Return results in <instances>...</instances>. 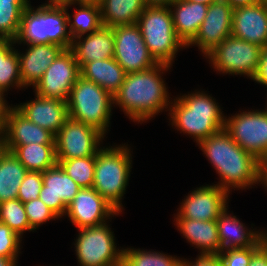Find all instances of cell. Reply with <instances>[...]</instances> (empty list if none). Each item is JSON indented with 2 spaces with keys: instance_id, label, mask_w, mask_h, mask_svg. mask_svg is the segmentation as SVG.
Returning <instances> with one entry per match:
<instances>
[{
  "instance_id": "1",
  "label": "cell",
  "mask_w": 267,
  "mask_h": 266,
  "mask_svg": "<svg viewBox=\"0 0 267 266\" xmlns=\"http://www.w3.org/2000/svg\"><path fill=\"white\" fill-rule=\"evenodd\" d=\"M171 66L158 63L144 71L127 73L113 96V104L122 108L133 122H146L169 108L171 102L161 74Z\"/></svg>"
},
{
  "instance_id": "2",
  "label": "cell",
  "mask_w": 267,
  "mask_h": 266,
  "mask_svg": "<svg viewBox=\"0 0 267 266\" xmlns=\"http://www.w3.org/2000/svg\"><path fill=\"white\" fill-rule=\"evenodd\" d=\"M197 145L220 176L218 185L230 193L231 188L245 189L259 182L260 161L243 150L223 128Z\"/></svg>"
},
{
  "instance_id": "3",
  "label": "cell",
  "mask_w": 267,
  "mask_h": 266,
  "mask_svg": "<svg viewBox=\"0 0 267 266\" xmlns=\"http://www.w3.org/2000/svg\"><path fill=\"white\" fill-rule=\"evenodd\" d=\"M203 91H195L171 100L168 111L172 126L186 133L198 143L222 130L225 117L219 104Z\"/></svg>"
},
{
  "instance_id": "4",
  "label": "cell",
  "mask_w": 267,
  "mask_h": 266,
  "mask_svg": "<svg viewBox=\"0 0 267 266\" xmlns=\"http://www.w3.org/2000/svg\"><path fill=\"white\" fill-rule=\"evenodd\" d=\"M122 145L100 147L95 154L93 181V188L119 213L132 168L131 150Z\"/></svg>"
},
{
  "instance_id": "5",
  "label": "cell",
  "mask_w": 267,
  "mask_h": 266,
  "mask_svg": "<svg viewBox=\"0 0 267 266\" xmlns=\"http://www.w3.org/2000/svg\"><path fill=\"white\" fill-rule=\"evenodd\" d=\"M29 5L24 9L21 25L14 43L56 44L70 49L72 37L68 29L66 8Z\"/></svg>"
},
{
  "instance_id": "6",
  "label": "cell",
  "mask_w": 267,
  "mask_h": 266,
  "mask_svg": "<svg viewBox=\"0 0 267 266\" xmlns=\"http://www.w3.org/2000/svg\"><path fill=\"white\" fill-rule=\"evenodd\" d=\"M66 102L70 119L91 125L105 136L114 106L108 91L80 76Z\"/></svg>"
},
{
  "instance_id": "7",
  "label": "cell",
  "mask_w": 267,
  "mask_h": 266,
  "mask_svg": "<svg viewBox=\"0 0 267 266\" xmlns=\"http://www.w3.org/2000/svg\"><path fill=\"white\" fill-rule=\"evenodd\" d=\"M145 44L157 63L171 66L184 43L177 37L169 7L146 6L137 20Z\"/></svg>"
},
{
  "instance_id": "8",
  "label": "cell",
  "mask_w": 267,
  "mask_h": 266,
  "mask_svg": "<svg viewBox=\"0 0 267 266\" xmlns=\"http://www.w3.org/2000/svg\"><path fill=\"white\" fill-rule=\"evenodd\" d=\"M108 226L104 223L78 229L74 245L80 266H122L123 248H117L114 232Z\"/></svg>"
},
{
  "instance_id": "9",
  "label": "cell",
  "mask_w": 267,
  "mask_h": 266,
  "mask_svg": "<svg viewBox=\"0 0 267 266\" xmlns=\"http://www.w3.org/2000/svg\"><path fill=\"white\" fill-rule=\"evenodd\" d=\"M261 49L259 45L231 35L205 57L219 73L246 75L252 79L259 66Z\"/></svg>"
},
{
  "instance_id": "10",
  "label": "cell",
  "mask_w": 267,
  "mask_h": 266,
  "mask_svg": "<svg viewBox=\"0 0 267 266\" xmlns=\"http://www.w3.org/2000/svg\"><path fill=\"white\" fill-rule=\"evenodd\" d=\"M224 129L237 145L259 161L267 155L266 110H248L225 117Z\"/></svg>"
},
{
  "instance_id": "11",
  "label": "cell",
  "mask_w": 267,
  "mask_h": 266,
  "mask_svg": "<svg viewBox=\"0 0 267 266\" xmlns=\"http://www.w3.org/2000/svg\"><path fill=\"white\" fill-rule=\"evenodd\" d=\"M112 28L113 58L126 73L144 71L158 64L151 56L137 24L117 25Z\"/></svg>"
},
{
  "instance_id": "12",
  "label": "cell",
  "mask_w": 267,
  "mask_h": 266,
  "mask_svg": "<svg viewBox=\"0 0 267 266\" xmlns=\"http://www.w3.org/2000/svg\"><path fill=\"white\" fill-rule=\"evenodd\" d=\"M104 135L96 128L68 118L55 135L57 160L94 156ZM99 146V147H98Z\"/></svg>"
},
{
  "instance_id": "13",
  "label": "cell",
  "mask_w": 267,
  "mask_h": 266,
  "mask_svg": "<svg viewBox=\"0 0 267 266\" xmlns=\"http://www.w3.org/2000/svg\"><path fill=\"white\" fill-rule=\"evenodd\" d=\"M80 76V67L74 53L66 49L46 69L33 88L40 97L67 101Z\"/></svg>"
},
{
  "instance_id": "14",
  "label": "cell",
  "mask_w": 267,
  "mask_h": 266,
  "mask_svg": "<svg viewBox=\"0 0 267 266\" xmlns=\"http://www.w3.org/2000/svg\"><path fill=\"white\" fill-rule=\"evenodd\" d=\"M78 229L106 223L119 212L93 187L81 188L67 206L65 215Z\"/></svg>"
},
{
  "instance_id": "15",
  "label": "cell",
  "mask_w": 267,
  "mask_h": 266,
  "mask_svg": "<svg viewBox=\"0 0 267 266\" xmlns=\"http://www.w3.org/2000/svg\"><path fill=\"white\" fill-rule=\"evenodd\" d=\"M233 8L225 1L212 2L195 36L186 46H197L206 56L224 39L231 36Z\"/></svg>"
},
{
  "instance_id": "16",
  "label": "cell",
  "mask_w": 267,
  "mask_h": 266,
  "mask_svg": "<svg viewBox=\"0 0 267 266\" xmlns=\"http://www.w3.org/2000/svg\"><path fill=\"white\" fill-rule=\"evenodd\" d=\"M228 195L229 192L218 185L200 186L184 198L178 214L192 220H217L220 213L228 207Z\"/></svg>"
},
{
  "instance_id": "17",
  "label": "cell",
  "mask_w": 267,
  "mask_h": 266,
  "mask_svg": "<svg viewBox=\"0 0 267 266\" xmlns=\"http://www.w3.org/2000/svg\"><path fill=\"white\" fill-rule=\"evenodd\" d=\"M41 199L59 218L65 215L67 206L81 187L61 168L59 164L42 172Z\"/></svg>"
},
{
  "instance_id": "18",
  "label": "cell",
  "mask_w": 267,
  "mask_h": 266,
  "mask_svg": "<svg viewBox=\"0 0 267 266\" xmlns=\"http://www.w3.org/2000/svg\"><path fill=\"white\" fill-rule=\"evenodd\" d=\"M231 35L254 43L267 45V2L263 0L233 8Z\"/></svg>"
},
{
  "instance_id": "19",
  "label": "cell",
  "mask_w": 267,
  "mask_h": 266,
  "mask_svg": "<svg viewBox=\"0 0 267 266\" xmlns=\"http://www.w3.org/2000/svg\"><path fill=\"white\" fill-rule=\"evenodd\" d=\"M34 101L20 103L15 108L28 120L56 135L68 117L67 102L43 98L35 94Z\"/></svg>"
},
{
  "instance_id": "20",
  "label": "cell",
  "mask_w": 267,
  "mask_h": 266,
  "mask_svg": "<svg viewBox=\"0 0 267 266\" xmlns=\"http://www.w3.org/2000/svg\"><path fill=\"white\" fill-rule=\"evenodd\" d=\"M2 135L6 145L55 144V135L49 130L34 124L14 106L10 107Z\"/></svg>"
},
{
  "instance_id": "21",
  "label": "cell",
  "mask_w": 267,
  "mask_h": 266,
  "mask_svg": "<svg viewBox=\"0 0 267 266\" xmlns=\"http://www.w3.org/2000/svg\"><path fill=\"white\" fill-rule=\"evenodd\" d=\"M25 54L19 53V68L24 88L34 85L42 77L46 69L65 50L56 44H30Z\"/></svg>"
},
{
  "instance_id": "22",
  "label": "cell",
  "mask_w": 267,
  "mask_h": 266,
  "mask_svg": "<svg viewBox=\"0 0 267 266\" xmlns=\"http://www.w3.org/2000/svg\"><path fill=\"white\" fill-rule=\"evenodd\" d=\"M70 50L74 53L80 69L91 61L113 58V28L102 25L98 30L86 35L85 38L80 36L73 39Z\"/></svg>"
},
{
  "instance_id": "23",
  "label": "cell",
  "mask_w": 267,
  "mask_h": 266,
  "mask_svg": "<svg viewBox=\"0 0 267 266\" xmlns=\"http://www.w3.org/2000/svg\"><path fill=\"white\" fill-rule=\"evenodd\" d=\"M178 231L192 245L201 250L200 255H218L220 240L216 220H192L176 215Z\"/></svg>"
},
{
  "instance_id": "24",
  "label": "cell",
  "mask_w": 267,
  "mask_h": 266,
  "mask_svg": "<svg viewBox=\"0 0 267 266\" xmlns=\"http://www.w3.org/2000/svg\"><path fill=\"white\" fill-rule=\"evenodd\" d=\"M208 7L207 4L186 0H174L169 6L176 35L185 46L195 38Z\"/></svg>"
},
{
  "instance_id": "25",
  "label": "cell",
  "mask_w": 267,
  "mask_h": 266,
  "mask_svg": "<svg viewBox=\"0 0 267 266\" xmlns=\"http://www.w3.org/2000/svg\"><path fill=\"white\" fill-rule=\"evenodd\" d=\"M225 208L216 220L220 240V251L228 248H247L254 246L264 235L263 231H253L227 212Z\"/></svg>"
},
{
  "instance_id": "26",
  "label": "cell",
  "mask_w": 267,
  "mask_h": 266,
  "mask_svg": "<svg viewBox=\"0 0 267 266\" xmlns=\"http://www.w3.org/2000/svg\"><path fill=\"white\" fill-rule=\"evenodd\" d=\"M80 74L84 79L96 83L114 96L127 73L114 58H110L86 63L80 69Z\"/></svg>"
},
{
  "instance_id": "27",
  "label": "cell",
  "mask_w": 267,
  "mask_h": 266,
  "mask_svg": "<svg viewBox=\"0 0 267 266\" xmlns=\"http://www.w3.org/2000/svg\"><path fill=\"white\" fill-rule=\"evenodd\" d=\"M28 171L43 172L57 164L55 144L6 145Z\"/></svg>"
},
{
  "instance_id": "28",
  "label": "cell",
  "mask_w": 267,
  "mask_h": 266,
  "mask_svg": "<svg viewBox=\"0 0 267 266\" xmlns=\"http://www.w3.org/2000/svg\"><path fill=\"white\" fill-rule=\"evenodd\" d=\"M99 6L101 21L106 27L137 24L146 7L143 0H102Z\"/></svg>"
},
{
  "instance_id": "29",
  "label": "cell",
  "mask_w": 267,
  "mask_h": 266,
  "mask_svg": "<svg viewBox=\"0 0 267 266\" xmlns=\"http://www.w3.org/2000/svg\"><path fill=\"white\" fill-rule=\"evenodd\" d=\"M27 172L11 151L4 152L0 158V203L17 198Z\"/></svg>"
},
{
  "instance_id": "30",
  "label": "cell",
  "mask_w": 267,
  "mask_h": 266,
  "mask_svg": "<svg viewBox=\"0 0 267 266\" xmlns=\"http://www.w3.org/2000/svg\"><path fill=\"white\" fill-rule=\"evenodd\" d=\"M78 6L79 9H77L73 15L68 13L69 8L66 7L68 29L72 39L91 34L103 25L99 5L78 4ZM71 16L74 17L73 22Z\"/></svg>"
},
{
  "instance_id": "31",
  "label": "cell",
  "mask_w": 267,
  "mask_h": 266,
  "mask_svg": "<svg viewBox=\"0 0 267 266\" xmlns=\"http://www.w3.org/2000/svg\"><path fill=\"white\" fill-rule=\"evenodd\" d=\"M14 41L6 40L0 46V92L5 93L11 87H24L20 76L19 58Z\"/></svg>"
},
{
  "instance_id": "32",
  "label": "cell",
  "mask_w": 267,
  "mask_h": 266,
  "mask_svg": "<svg viewBox=\"0 0 267 266\" xmlns=\"http://www.w3.org/2000/svg\"><path fill=\"white\" fill-rule=\"evenodd\" d=\"M183 259L156 251L123 248L122 266H181Z\"/></svg>"
},
{
  "instance_id": "33",
  "label": "cell",
  "mask_w": 267,
  "mask_h": 266,
  "mask_svg": "<svg viewBox=\"0 0 267 266\" xmlns=\"http://www.w3.org/2000/svg\"><path fill=\"white\" fill-rule=\"evenodd\" d=\"M30 1H0V35L14 41L19 33L24 9Z\"/></svg>"
},
{
  "instance_id": "34",
  "label": "cell",
  "mask_w": 267,
  "mask_h": 266,
  "mask_svg": "<svg viewBox=\"0 0 267 266\" xmlns=\"http://www.w3.org/2000/svg\"><path fill=\"white\" fill-rule=\"evenodd\" d=\"M57 164L81 187H93L95 155L68 160H57Z\"/></svg>"
},
{
  "instance_id": "35",
  "label": "cell",
  "mask_w": 267,
  "mask_h": 266,
  "mask_svg": "<svg viewBox=\"0 0 267 266\" xmlns=\"http://www.w3.org/2000/svg\"><path fill=\"white\" fill-rule=\"evenodd\" d=\"M0 223L7 225L21 238L25 231H33L24 204L18 198L0 203Z\"/></svg>"
},
{
  "instance_id": "36",
  "label": "cell",
  "mask_w": 267,
  "mask_h": 266,
  "mask_svg": "<svg viewBox=\"0 0 267 266\" xmlns=\"http://www.w3.org/2000/svg\"><path fill=\"white\" fill-rule=\"evenodd\" d=\"M266 240L265 235L254 245L247 248H228L219 252L222 266H248L253 252Z\"/></svg>"
},
{
  "instance_id": "37",
  "label": "cell",
  "mask_w": 267,
  "mask_h": 266,
  "mask_svg": "<svg viewBox=\"0 0 267 266\" xmlns=\"http://www.w3.org/2000/svg\"><path fill=\"white\" fill-rule=\"evenodd\" d=\"M30 228L35 230L48 220H55L59 217L41 199L30 200L23 203Z\"/></svg>"
},
{
  "instance_id": "38",
  "label": "cell",
  "mask_w": 267,
  "mask_h": 266,
  "mask_svg": "<svg viewBox=\"0 0 267 266\" xmlns=\"http://www.w3.org/2000/svg\"><path fill=\"white\" fill-rule=\"evenodd\" d=\"M42 186V172L28 171L19 187L17 198L22 203L39 199Z\"/></svg>"
},
{
  "instance_id": "39",
  "label": "cell",
  "mask_w": 267,
  "mask_h": 266,
  "mask_svg": "<svg viewBox=\"0 0 267 266\" xmlns=\"http://www.w3.org/2000/svg\"><path fill=\"white\" fill-rule=\"evenodd\" d=\"M22 238L7 225L0 223V256L17 259Z\"/></svg>"
},
{
  "instance_id": "40",
  "label": "cell",
  "mask_w": 267,
  "mask_h": 266,
  "mask_svg": "<svg viewBox=\"0 0 267 266\" xmlns=\"http://www.w3.org/2000/svg\"><path fill=\"white\" fill-rule=\"evenodd\" d=\"M252 80L267 87V45L261 49L259 66Z\"/></svg>"
},
{
  "instance_id": "41",
  "label": "cell",
  "mask_w": 267,
  "mask_h": 266,
  "mask_svg": "<svg viewBox=\"0 0 267 266\" xmlns=\"http://www.w3.org/2000/svg\"><path fill=\"white\" fill-rule=\"evenodd\" d=\"M181 266H222V263L218 255H198L194 262L183 259Z\"/></svg>"
},
{
  "instance_id": "42",
  "label": "cell",
  "mask_w": 267,
  "mask_h": 266,
  "mask_svg": "<svg viewBox=\"0 0 267 266\" xmlns=\"http://www.w3.org/2000/svg\"><path fill=\"white\" fill-rule=\"evenodd\" d=\"M248 266H267V239L253 252Z\"/></svg>"
},
{
  "instance_id": "43",
  "label": "cell",
  "mask_w": 267,
  "mask_h": 266,
  "mask_svg": "<svg viewBox=\"0 0 267 266\" xmlns=\"http://www.w3.org/2000/svg\"><path fill=\"white\" fill-rule=\"evenodd\" d=\"M9 108L10 105L8 106V103L4 98V93L0 92V133H2L4 130L6 123V116Z\"/></svg>"
},
{
  "instance_id": "44",
  "label": "cell",
  "mask_w": 267,
  "mask_h": 266,
  "mask_svg": "<svg viewBox=\"0 0 267 266\" xmlns=\"http://www.w3.org/2000/svg\"><path fill=\"white\" fill-rule=\"evenodd\" d=\"M259 182L267 188V155L260 160Z\"/></svg>"
},
{
  "instance_id": "45",
  "label": "cell",
  "mask_w": 267,
  "mask_h": 266,
  "mask_svg": "<svg viewBox=\"0 0 267 266\" xmlns=\"http://www.w3.org/2000/svg\"><path fill=\"white\" fill-rule=\"evenodd\" d=\"M48 3H44L41 6L45 7H56V8H66L73 5V0H48Z\"/></svg>"
},
{
  "instance_id": "46",
  "label": "cell",
  "mask_w": 267,
  "mask_h": 266,
  "mask_svg": "<svg viewBox=\"0 0 267 266\" xmlns=\"http://www.w3.org/2000/svg\"><path fill=\"white\" fill-rule=\"evenodd\" d=\"M174 0H143L148 7H169Z\"/></svg>"
},
{
  "instance_id": "47",
  "label": "cell",
  "mask_w": 267,
  "mask_h": 266,
  "mask_svg": "<svg viewBox=\"0 0 267 266\" xmlns=\"http://www.w3.org/2000/svg\"><path fill=\"white\" fill-rule=\"evenodd\" d=\"M232 8L251 5L261 0H225Z\"/></svg>"
},
{
  "instance_id": "48",
  "label": "cell",
  "mask_w": 267,
  "mask_h": 266,
  "mask_svg": "<svg viewBox=\"0 0 267 266\" xmlns=\"http://www.w3.org/2000/svg\"><path fill=\"white\" fill-rule=\"evenodd\" d=\"M17 259L1 257L0 256V266H17Z\"/></svg>"
},
{
  "instance_id": "49",
  "label": "cell",
  "mask_w": 267,
  "mask_h": 266,
  "mask_svg": "<svg viewBox=\"0 0 267 266\" xmlns=\"http://www.w3.org/2000/svg\"><path fill=\"white\" fill-rule=\"evenodd\" d=\"M102 0H73V5L75 4H96L100 5Z\"/></svg>"
},
{
  "instance_id": "50",
  "label": "cell",
  "mask_w": 267,
  "mask_h": 266,
  "mask_svg": "<svg viewBox=\"0 0 267 266\" xmlns=\"http://www.w3.org/2000/svg\"><path fill=\"white\" fill-rule=\"evenodd\" d=\"M6 150L7 148H6L4 136L2 135V133H0V158Z\"/></svg>"
},
{
  "instance_id": "51",
  "label": "cell",
  "mask_w": 267,
  "mask_h": 266,
  "mask_svg": "<svg viewBox=\"0 0 267 266\" xmlns=\"http://www.w3.org/2000/svg\"><path fill=\"white\" fill-rule=\"evenodd\" d=\"M186 1H191V2H194V3H203V4H207V5H210L212 2L214 1H218V0H186Z\"/></svg>"
},
{
  "instance_id": "52",
  "label": "cell",
  "mask_w": 267,
  "mask_h": 266,
  "mask_svg": "<svg viewBox=\"0 0 267 266\" xmlns=\"http://www.w3.org/2000/svg\"><path fill=\"white\" fill-rule=\"evenodd\" d=\"M6 41V39L0 35V46Z\"/></svg>"
},
{
  "instance_id": "53",
  "label": "cell",
  "mask_w": 267,
  "mask_h": 266,
  "mask_svg": "<svg viewBox=\"0 0 267 266\" xmlns=\"http://www.w3.org/2000/svg\"><path fill=\"white\" fill-rule=\"evenodd\" d=\"M0 1H29V0H0Z\"/></svg>"
}]
</instances>
